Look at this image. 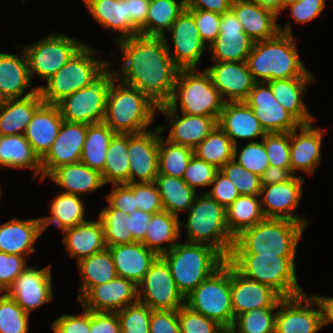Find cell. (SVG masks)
I'll list each match as a JSON object with an SVG mask.
<instances>
[{
	"label": "cell",
	"mask_w": 333,
	"mask_h": 333,
	"mask_svg": "<svg viewBox=\"0 0 333 333\" xmlns=\"http://www.w3.org/2000/svg\"><path fill=\"white\" fill-rule=\"evenodd\" d=\"M263 7L269 8L278 14V0H251Z\"/></svg>",
	"instance_id": "72"
},
{
	"label": "cell",
	"mask_w": 333,
	"mask_h": 333,
	"mask_svg": "<svg viewBox=\"0 0 333 333\" xmlns=\"http://www.w3.org/2000/svg\"><path fill=\"white\" fill-rule=\"evenodd\" d=\"M231 10L254 42L272 39L279 33L293 34L290 20L282 28L277 23L279 14L251 0H233Z\"/></svg>",
	"instance_id": "23"
},
{
	"label": "cell",
	"mask_w": 333,
	"mask_h": 333,
	"mask_svg": "<svg viewBox=\"0 0 333 333\" xmlns=\"http://www.w3.org/2000/svg\"><path fill=\"white\" fill-rule=\"evenodd\" d=\"M184 9V0L179 2L177 0H150L146 23L140 29V34L164 36V32L170 29Z\"/></svg>",
	"instance_id": "46"
},
{
	"label": "cell",
	"mask_w": 333,
	"mask_h": 333,
	"mask_svg": "<svg viewBox=\"0 0 333 333\" xmlns=\"http://www.w3.org/2000/svg\"><path fill=\"white\" fill-rule=\"evenodd\" d=\"M210 187V190H205L203 193H206L225 208L230 206L240 196L234 183L220 170L217 171Z\"/></svg>",
	"instance_id": "61"
},
{
	"label": "cell",
	"mask_w": 333,
	"mask_h": 333,
	"mask_svg": "<svg viewBox=\"0 0 333 333\" xmlns=\"http://www.w3.org/2000/svg\"><path fill=\"white\" fill-rule=\"evenodd\" d=\"M90 333H121L117 313L90 311Z\"/></svg>",
	"instance_id": "66"
},
{
	"label": "cell",
	"mask_w": 333,
	"mask_h": 333,
	"mask_svg": "<svg viewBox=\"0 0 333 333\" xmlns=\"http://www.w3.org/2000/svg\"><path fill=\"white\" fill-rule=\"evenodd\" d=\"M164 210L179 217V213L189 210L197 196L183 178L158 174L154 181Z\"/></svg>",
	"instance_id": "42"
},
{
	"label": "cell",
	"mask_w": 333,
	"mask_h": 333,
	"mask_svg": "<svg viewBox=\"0 0 333 333\" xmlns=\"http://www.w3.org/2000/svg\"><path fill=\"white\" fill-rule=\"evenodd\" d=\"M128 134L116 133L106 153L101 173L105 185L129 184Z\"/></svg>",
	"instance_id": "45"
},
{
	"label": "cell",
	"mask_w": 333,
	"mask_h": 333,
	"mask_svg": "<svg viewBox=\"0 0 333 333\" xmlns=\"http://www.w3.org/2000/svg\"><path fill=\"white\" fill-rule=\"evenodd\" d=\"M62 122L58 105L43 103L35 111L24 136L40 159L50 150Z\"/></svg>",
	"instance_id": "32"
},
{
	"label": "cell",
	"mask_w": 333,
	"mask_h": 333,
	"mask_svg": "<svg viewBox=\"0 0 333 333\" xmlns=\"http://www.w3.org/2000/svg\"><path fill=\"white\" fill-rule=\"evenodd\" d=\"M42 233L41 217L26 220L12 218L0 224V252L29 257L35 253L33 246Z\"/></svg>",
	"instance_id": "31"
},
{
	"label": "cell",
	"mask_w": 333,
	"mask_h": 333,
	"mask_svg": "<svg viewBox=\"0 0 333 333\" xmlns=\"http://www.w3.org/2000/svg\"><path fill=\"white\" fill-rule=\"evenodd\" d=\"M218 126L235 145H238L237 139L253 142L252 139L259 136L262 139L267 134L245 101L225 102Z\"/></svg>",
	"instance_id": "29"
},
{
	"label": "cell",
	"mask_w": 333,
	"mask_h": 333,
	"mask_svg": "<svg viewBox=\"0 0 333 333\" xmlns=\"http://www.w3.org/2000/svg\"><path fill=\"white\" fill-rule=\"evenodd\" d=\"M97 217L100 218L104 227L106 246L125 245L134 243L130 231L129 214L124 213L110 204L102 209Z\"/></svg>",
	"instance_id": "48"
},
{
	"label": "cell",
	"mask_w": 333,
	"mask_h": 333,
	"mask_svg": "<svg viewBox=\"0 0 333 333\" xmlns=\"http://www.w3.org/2000/svg\"><path fill=\"white\" fill-rule=\"evenodd\" d=\"M162 135L158 126L155 131L150 129L128 134L129 184L155 181L159 174V142Z\"/></svg>",
	"instance_id": "17"
},
{
	"label": "cell",
	"mask_w": 333,
	"mask_h": 333,
	"mask_svg": "<svg viewBox=\"0 0 333 333\" xmlns=\"http://www.w3.org/2000/svg\"><path fill=\"white\" fill-rule=\"evenodd\" d=\"M187 212V221L180 223L187 231L185 241L211 246L227 260L235 238L228 230L226 208L201 193Z\"/></svg>",
	"instance_id": "6"
},
{
	"label": "cell",
	"mask_w": 333,
	"mask_h": 333,
	"mask_svg": "<svg viewBox=\"0 0 333 333\" xmlns=\"http://www.w3.org/2000/svg\"><path fill=\"white\" fill-rule=\"evenodd\" d=\"M174 50H171L168 37L164 35L168 52L179 69H197L201 57L208 47L202 41L193 14L184 9L168 30Z\"/></svg>",
	"instance_id": "15"
},
{
	"label": "cell",
	"mask_w": 333,
	"mask_h": 333,
	"mask_svg": "<svg viewBox=\"0 0 333 333\" xmlns=\"http://www.w3.org/2000/svg\"><path fill=\"white\" fill-rule=\"evenodd\" d=\"M21 54L0 52V101L26 98L38 91L37 87H31L32 79L23 48ZM27 89L30 90L26 93Z\"/></svg>",
	"instance_id": "28"
},
{
	"label": "cell",
	"mask_w": 333,
	"mask_h": 333,
	"mask_svg": "<svg viewBox=\"0 0 333 333\" xmlns=\"http://www.w3.org/2000/svg\"><path fill=\"white\" fill-rule=\"evenodd\" d=\"M253 44L234 12L229 10L221 14L220 32L208 50L212 61L244 62Z\"/></svg>",
	"instance_id": "22"
},
{
	"label": "cell",
	"mask_w": 333,
	"mask_h": 333,
	"mask_svg": "<svg viewBox=\"0 0 333 333\" xmlns=\"http://www.w3.org/2000/svg\"><path fill=\"white\" fill-rule=\"evenodd\" d=\"M293 174L287 168L269 166L261 176V185H271L290 179Z\"/></svg>",
	"instance_id": "70"
},
{
	"label": "cell",
	"mask_w": 333,
	"mask_h": 333,
	"mask_svg": "<svg viewBox=\"0 0 333 333\" xmlns=\"http://www.w3.org/2000/svg\"><path fill=\"white\" fill-rule=\"evenodd\" d=\"M295 257L261 254H230L227 262L245 278L274 289L282 298L305 292L298 284Z\"/></svg>",
	"instance_id": "5"
},
{
	"label": "cell",
	"mask_w": 333,
	"mask_h": 333,
	"mask_svg": "<svg viewBox=\"0 0 333 333\" xmlns=\"http://www.w3.org/2000/svg\"><path fill=\"white\" fill-rule=\"evenodd\" d=\"M86 133L87 124L63 120L54 143L41 159L42 182L56 168L80 162Z\"/></svg>",
	"instance_id": "19"
},
{
	"label": "cell",
	"mask_w": 333,
	"mask_h": 333,
	"mask_svg": "<svg viewBox=\"0 0 333 333\" xmlns=\"http://www.w3.org/2000/svg\"><path fill=\"white\" fill-rule=\"evenodd\" d=\"M86 43L62 33H51L37 42L21 45L25 51L31 79L49 80Z\"/></svg>",
	"instance_id": "12"
},
{
	"label": "cell",
	"mask_w": 333,
	"mask_h": 333,
	"mask_svg": "<svg viewBox=\"0 0 333 333\" xmlns=\"http://www.w3.org/2000/svg\"><path fill=\"white\" fill-rule=\"evenodd\" d=\"M107 248L112 255L117 276L132 281L136 286L142 282L151 264L158 257L154 251L139 242Z\"/></svg>",
	"instance_id": "30"
},
{
	"label": "cell",
	"mask_w": 333,
	"mask_h": 333,
	"mask_svg": "<svg viewBox=\"0 0 333 333\" xmlns=\"http://www.w3.org/2000/svg\"><path fill=\"white\" fill-rule=\"evenodd\" d=\"M123 61L115 78L146 94L158 106L166 104L174 90L179 68L172 61L163 36L137 34L116 42Z\"/></svg>",
	"instance_id": "1"
},
{
	"label": "cell",
	"mask_w": 333,
	"mask_h": 333,
	"mask_svg": "<svg viewBox=\"0 0 333 333\" xmlns=\"http://www.w3.org/2000/svg\"><path fill=\"white\" fill-rule=\"evenodd\" d=\"M235 144L217 125L194 149V155L220 169L233 160Z\"/></svg>",
	"instance_id": "47"
},
{
	"label": "cell",
	"mask_w": 333,
	"mask_h": 333,
	"mask_svg": "<svg viewBox=\"0 0 333 333\" xmlns=\"http://www.w3.org/2000/svg\"><path fill=\"white\" fill-rule=\"evenodd\" d=\"M162 257L168 263L175 284L184 297L227 261L211 246L186 241L178 242Z\"/></svg>",
	"instance_id": "7"
},
{
	"label": "cell",
	"mask_w": 333,
	"mask_h": 333,
	"mask_svg": "<svg viewBox=\"0 0 333 333\" xmlns=\"http://www.w3.org/2000/svg\"><path fill=\"white\" fill-rule=\"evenodd\" d=\"M114 69L110 65L91 83L57 105L64 121L95 124L103 121Z\"/></svg>",
	"instance_id": "11"
},
{
	"label": "cell",
	"mask_w": 333,
	"mask_h": 333,
	"mask_svg": "<svg viewBox=\"0 0 333 333\" xmlns=\"http://www.w3.org/2000/svg\"><path fill=\"white\" fill-rule=\"evenodd\" d=\"M150 333H181L178 310H152Z\"/></svg>",
	"instance_id": "65"
},
{
	"label": "cell",
	"mask_w": 333,
	"mask_h": 333,
	"mask_svg": "<svg viewBox=\"0 0 333 333\" xmlns=\"http://www.w3.org/2000/svg\"><path fill=\"white\" fill-rule=\"evenodd\" d=\"M112 187V190L106 196L108 204L126 214L138 210L135 194L127 184H114Z\"/></svg>",
	"instance_id": "64"
},
{
	"label": "cell",
	"mask_w": 333,
	"mask_h": 333,
	"mask_svg": "<svg viewBox=\"0 0 333 333\" xmlns=\"http://www.w3.org/2000/svg\"><path fill=\"white\" fill-rule=\"evenodd\" d=\"M278 307L251 309L237 316L232 333H275V317ZM238 327V329H237Z\"/></svg>",
	"instance_id": "50"
},
{
	"label": "cell",
	"mask_w": 333,
	"mask_h": 333,
	"mask_svg": "<svg viewBox=\"0 0 333 333\" xmlns=\"http://www.w3.org/2000/svg\"><path fill=\"white\" fill-rule=\"evenodd\" d=\"M245 103L252 109L266 133L291 132L300 125L276 100L267 82H256Z\"/></svg>",
	"instance_id": "20"
},
{
	"label": "cell",
	"mask_w": 333,
	"mask_h": 333,
	"mask_svg": "<svg viewBox=\"0 0 333 333\" xmlns=\"http://www.w3.org/2000/svg\"><path fill=\"white\" fill-rule=\"evenodd\" d=\"M150 0H126L129 19L140 30L146 23Z\"/></svg>",
	"instance_id": "69"
},
{
	"label": "cell",
	"mask_w": 333,
	"mask_h": 333,
	"mask_svg": "<svg viewBox=\"0 0 333 333\" xmlns=\"http://www.w3.org/2000/svg\"><path fill=\"white\" fill-rule=\"evenodd\" d=\"M205 68L225 102L245 101L256 81L244 62H217Z\"/></svg>",
	"instance_id": "24"
},
{
	"label": "cell",
	"mask_w": 333,
	"mask_h": 333,
	"mask_svg": "<svg viewBox=\"0 0 333 333\" xmlns=\"http://www.w3.org/2000/svg\"><path fill=\"white\" fill-rule=\"evenodd\" d=\"M43 103L39 91L26 98L0 101V135L24 134L35 111Z\"/></svg>",
	"instance_id": "36"
},
{
	"label": "cell",
	"mask_w": 333,
	"mask_h": 333,
	"mask_svg": "<svg viewBox=\"0 0 333 333\" xmlns=\"http://www.w3.org/2000/svg\"><path fill=\"white\" fill-rule=\"evenodd\" d=\"M219 169L203 159L193 155L185 170L183 180L196 191V187L203 189L211 185Z\"/></svg>",
	"instance_id": "57"
},
{
	"label": "cell",
	"mask_w": 333,
	"mask_h": 333,
	"mask_svg": "<svg viewBox=\"0 0 333 333\" xmlns=\"http://www.w3.org/2000/svg\"><path fill=\"white\" fill-rule=\"evenodd\" d=\"M188 10L193 14L202 41L209 47L220 32L221 14L198 9Z\"/></svg>",
	"instance_id": "60"
},
{
	"label": "cell",
	"mask_w": 333,
	"mask_h": 333,
	"mask_svg": "<svg viewBox=\"0 0 333 333\" xmlns=\"http://www.w3.org/2000/svg\"><path fill=\"white\" fill-rule=\"evenodd\" d=\"M51 264L42 269L27 266L14 280L6 294L30 315L53 300Z\"/></svg>",
	"instance_id": "18"
},
{
	"label": "cell",
	"mask_w": 333,
	"mask_h": 333,
	"mask_svg": "<svg viewBox=\"0 0 333 333\" xmlns=\"http://www.w3.org/2000/svg\"><path fill=\"white\" fill-rule=\"evenodd\" d=\"M325 1L326 0H298L286 6L282 11H286L289 7L295 23L306 24L320 16L326 8Z\"/></svg>",
	"instance_id": "63"
},
{
	"label": "cell",
	"mask_w": 333,
	"mask_h": 333,
	"mask_svg": "<svg viewBox=\"0 0 333 333\" xmlns=\"http://www.w3.org/2000/svg\"><path fill=\"white\" fill-rule=\"evenodd\" d=\"M304 180L300 175H293L281 183L261 185L259 196L264 217L289 219L307 227V219L294 213L302 199Z\"/></svg>",
	"instance_id": "16"
},
{
	"label": "cell",
	"mask_w": 333,
	"mask_h": 333,
	"mask_svg": "<svg viewBox=\"0 0 333 333\" xmlns=\"http://www.w3.org/2000/svg\"><path fill=\"white\" fill-rule=\"evenodd\" d=\"M115 134L103 122L87 124V133L80 162L102 173L105 166L106 153Z\"/></svg>",
	"instance_id": "44"
},
{
	"label": "cell",
	"mask_w": 333,
	"mask_h": 333,
	"mask_svg": "<svg viewBox=\"0 0 333 333\" xmlns=\"http://www.w3.org/2000/svg\"><path fill=\"white\" fill-rule=\"evenodd\" d=\"M185 305L230 330L234 323L231 305L230 264L226 261L185 297Z\"/></svg>",
	"instance_id": "10"
},
{
	"label": "cell",
	"mask_w": 333,
	"mask_h": 333,
	"mask_svg": "<svg viewBox=\"0 0 333 333\" xmlns=\"http://www.w3.org/2000/svg\"><path fill=\"white\" fill-rule=\"evenodd\" d=\"M160 137L159 142V174L183 178L188 163L194 155V149L173 144Z\"/></svg>",
	"instance_id": "49"
},
{
	"label": "cell",
	"mask_w": 333,
	"mask_h": 333,
	"mask_svg": "<svg viewBox=\"0 0 333 333\" xmlns=\"http://www.w3.org/2000/svg\"><path fill=\"white\" fill-rule=\"evenodd\" d=\"M319 301L322 314H323V326L333 323V298L323 297L322 295H314Z\"/></svg>",
	"instance_id": "71"
},
{
	"label": "cell",
	"mask_w": 333,
	"mask_h": 333,
	"mask_svg": "<svg viewBox=\"0 0 333 333\" xmlns=\"http://www.w3.org/2000/svg\"><path fill=\"white\" fill-rule=\"evenodd\" d=\"M65 250L76 262L107 248L104 227L98 217L62 231Z\"/></svg>",
	"instance_id": "34"
},
{
	"label": "cell",
	"mask_w": 333,
	"mask_h": 333,
	"mask_svg": "<svg viewBox=\"0 0 333 333\" xmlns=\"http://www.w3.org/2000/svg\"><path fill=\"white\" fill-rule=\"evenodd\" d=\"M235 185L240 195H259L261 190V177L248 171L234 159L219 169Z\"/></svg>",
	"instance_id": "54"
},
{
	"label": "cell",
	"mask_w": 333,
	"mask_h": 333,
	"mask_svg": "<svg viewBox=\"0 0 333 333\" xmlns=\"http://www.w3.org/2000/svg\"><path fill=\"white\" fill-rule=\"evenodd\" d=\"M233 159L259 177L270 166L262 140L260 142H248L240 151H238V145H235Z\"/></svg>",
	"instance_id": "53"
},
{
	"label": "cell",
	"mask_w": 333,
	"mask_h": 333,
	"mask_svg": "<svg viewBox=\"0 0 333 333\" xmlns=\"http://www.w3.org/2000/svg\"><path fill=\"white\" fill-rule=\"evenodd\" d=\"M196 70L179 69L173 94L165 105L170 110L180 107V113L219 120L225 101L205 69L201 72Z\"/></svg>",
	"instance_id": "9"
},
{
	"label": "cell",
	"mask_w": 333,
	"mask_h": 333,
	"mask_svg": "<svg viewBox=\"0 0 333 333\" xmlns=\"http://www.w3.org/2000/svg\"><path fill=\"white\" fill-rule=\"evenodd\" d=\"M151 311L148 306L137 301L116 312L121 333H150Z\"/></svg>",
	"instance_id": "52"
},
{
	"label": "cell",
	"mask_w": 333,
	"mask_h": 333,
	"mask_svg": "<svg viewBox=\"0 0 333 333\" xmlns=\"http://www.w3.org/2000/svg\"><path fill=\"white\" fill-rule=\"evenodd\" d=\"M27 257L0 252V292L6 293L16 277L27 267Z\"/></svg>",
	"instance_id": "59"
},
{
	"label": "cell",
	"mask_w": 333,
	"mask_h": 333,
	"mask_svg": "<svg viewBox=\"0 0 333 333\" xmlns=\"http://www.w3.org/2000/svg\"><path fill=\"white\" fill-rule=\"evenodd\" d=\"M48 178L64 188L63 193L82 196L105 185L102 174L82 162L56 168Z\"/></svg>",
	"instance_id": "37"
},
{
	"label": "cell",
	"mask_w": 333,
	"mask_h": 333,
	"mask_svg": "<svg viewBox=\"0 0 333 333\" xmlns=\"http://www.w3.org/2000/svg\"><path fill=\"white\" fill-rule=\"evenodd\" d=\"M262 141L271 166L287 168L291 172L290 132L267 133Z\"/></svg>",
	"instance_id": "55"
},
{
	"label": "cell",
	"mask_w": 333,
	"mask_h": 333,
	"mask_svg": "<svg viewBox=\"0 0 333 333\" xmlns=\"http://www.w3.org/2000/svg\"><path fill=\"white\" fill-rule=\"evenodd\" d=\"M97 54L98 50L85 44L46 81V85H37L44 103L57 105L65 97L87 86L112 64L102 59L101 55L100 58L94 57Z\"/></svg>",
	"instance_id": "8"
},
{
	"label": "cell",
	"mask_w": 333,
	"mask_h": 333,
	"mask_svg": "<svg viewBox=\"0 0 333 333\" xmlns=\"http://www.w3.org/2000/svg\"><path fill=\"white\" fill-rule=\"evenodd\" d=\"M111 82L103 123L113 132L137 134L149 129L158 112V105L138 89L118 82Z\"/></svg>",
	"instance_id": "4"
},
{
	"label": "cell",
	"mask_w": 333,
	"mask_h": 333,
	"mask_svg": "<svg viewBox=\"0 0 333 333\" xmlns=\"http://www.w3.org/2000/svg\"><path fill=\"white\" fill-rule=\"evenodd\" d=\"M137 301V286L132 281L117 276L107 283L92 287L79 303L92 312H118Z\"/></svg>",
	"instance_id": "25"
},
{
	"label": "cell",
	"mask_w": 333,
	"mask_h": 333,
	"mask_svg": "<svg viewBox=\"0 0 333 333\" xmlns=\"http://www.w3.org/2000/svg\"><path fill=\"white\" fill-rule=\"evenodd\" d=\"M298 0H278V14L282 13V10L289 4L295 3Z\"/></svg>",
	"instance_id": "73"
},
{
	"label": "cell",
	"mask_w": 333,
	"mask_h": 333,
	"mask_svg": "<svg viewBox=\"0 0 333 333\" xmlns=\"http://www.w3.org/2000/svg\"><path fill=\"white\" fill-rule=\"evenodd\" d=\"M129 217V232L133 235L134 242L142 243L145 238L148 223L150 222L152 214L143 212L142 210H135L129 214Z\"/></svg>",
	"instance_id": "67"
},
{
	"label": "cell",
	"mask_w": 333,
	"mask_h": 333,
	"mask_svg": "<svg viewBox=\"0 0 333 333\" xmlns=\"http://www.w3.org/2000/svg\"><path fill=\"white\" fill-rule=\"evenodd\" d=\"M314 78L315 77H297L267 82L276 100L300 124L315 122V116L309 112L306 104L302 100L307 86L315 82Z\"/></svg>",
	"instance_id": "35"
},
{
	"label": "cell",
	"mask_w": 333,
	"mask_h": 333,
	"mask_svg": "<svg viewBox=\"0 0 333 333\" xmlns=\"http://www.w3.org/2000/svg\"><path fill=\"white\" fill-rule=\"evenodd\" d=\"M293 34L254 42L246 64L256 82L297 77H314L303 64Z\"/></svg>",
	"instance_id": "2"
},
{
	"label": "cell",
	"mask_w": 333,
	"mask_h": 333,
	"mask_svg": "<svg viewBox=\"0 0 333 333\" xmlns=\"http://www.w3.org/2000/svg\"><path fill=\"white\" fill-rule=\"evenodd\" d=\"M0 166L12 169H29L33 177L40 176L42 182L41 159L34 152L24 134L0 135Z\"/></svg>",
	"instance_id": "38"
},
{
	"label": "cell",
	"mask_w": 333,
	"mask_h": 333,
	"mask_svg": "<svg viewBox=\"0 0 333 333\" xmlns=\"http://www.w3.org/2000/svg\"><path fill=\"white\" fill-rule=\"evenodd\" d=\"M80 315L63 314L51 325L54 333H90V310L82 307Z\"/></svg>",
	"instance_id": "62"
},
{
	"label": "cell",
	"mask_w": 333,
	"mask_h": 333,
	"mask_svg": "<svg viewBox=\"0 0 333 333\" xmlns=\"http://www.w3.org/2000/svg\"><path fill=\"white\" fill-rule=\"evenodd\" d=\"M29 317L6 293L0 295V333H28Z\"/></svg>",
	"instance_id": "51"
},
{
	"label": "cell",
	"mask_w": 333,
	"mask_h": 333,
	"mask_svg": "<svg viewBox=\"0 0 333 333\" xmlns=\"http://www.w3.org/2000/svg\"><path fill=\"white\" fill-rule=\"evenodd\" d=\"M180 223L178 216L166 210L152 214L142 244L158 256H162L178 243V239L182 238ZM164 243H167V246H162Z\"/></svg>",
	"instance_id": "39"
},
{
	"label": "cell",
	"mask_w": 333,
	"mask_h": 333,
	"mask_svg": "<svg viewBox=\"0 0 333 333\" xmlns=\"http://www.w3.org/2000/svg\"><path fill=\"white\" fill-rule=\"evenodd\" d=\"M310 296L304 293L279 302L275 333H318L324 327L321 305L314 295Z\"/></svg>",
	"instance_id": "14"
},
{
	"label": "cell",
	"mask_w": 333,
	"mask_h": 333,
	"mask_svg": "<svg viewBox=\"0 0 333 333\" xmlns=\"http://www.w3.org/2000/svg\"><path fill=\"white\" fill-rule=\"evenodd\" d=\"M81 276L79 301L92 287L101 285L117 277L112 255L108 248L85 257L77 262Z\"/></svg>",
	"instance_id": "41"
},
{
	"label": "cell",
	"mask_w": 333,
	"mask_h": 333,
	"mask_svg": "<svg viewBox=\"0 0 333 333\" xmlns=\"http://www.w3.org/2000/svg\"><path fill=\"white\" fill-rule=\"evenodd\" d=\"M299 133H298V131ZM319 126L314 127V122L300 124L290 132V161L291 173L304 172L312 175L321 162L322 139L325 131Z\"/></svg>",
	"instance_id": "26"
},
{
	"label": "cell",
	"mask_w": 333,
	"mask_h": 333,
	"mask_svg": "<svg viewBox=\"0 0 333 333\" xmlns=\"http://www.w3.org/2000/svg\"><path fill=\"white\" fill-rule=\"evenodd\" d=\"M135 194L138 210L154 214L164 210L161 196L154 182L127 184Z\"/></svg>",
	"instance_id": "58"
},
{
	"label": "cell",
	"mask_w": 333,
	"mask_h": 333,
	"mask_svg": "<svg viewBox=\"0 0 333 333\" xmlns=\"http://www.w3.org/2000/svg\"><path fill=\"white\" fill-rule=\"evenodd\" d=\"M181 333H225L227 330L214 320L190 309L185 304L178 310Z\"/></svg>",
	"instance_id": "56"
},
{
	"label": "cell",
	"mask_w": 333,
	"mask_h": 333,
	"mask_svg": "<svg viewBox=\"0 0 333 333\" xmlns=\"http://www.w3.org/2000/svg\"><path fill=\"white\" fill-rule=\"evenodd\" d=\"M233 0H184L186 9H198L223 14L231 10Z\"/></svg>",
	"instance_id": "68"
},
{
	"label": "cell",
	"mask_w": 333,
	"mask_h": 333,
	"mask_svg": "<svg viewBox=\"0 0 333 333\" xmlns=\"http://www.w3.org/2000/svg\"><path fill=\"white\" fill-rule=\"evenodd\" d=\"M162 113L168 124L157 125L163 133L167 128L170 129L167 141L173 144L187 146L195 149L218 125V120L214 117L197 116L189 114H179L178 110H170L165 104L158 106V112Z\"/></svg>",
	"instance_id": "21"
},
{
	"label": "cell",
	"mask_w": 333,
	"mask_h": 333,
	"mask_svg": "<svg viewBox=\"0 0 333 333\" xmlns=\"http://www.w3.org/2000/svg\"><path fill=\"white\" fill-rule=\"evenodd\" d=\"M231 305L234 320L251 309L278 307L283 299L274 289L249 280L230 265Z\"/></svg>",
	"instance_id": "27"
},
{
	"label": "cell",
	"mask_w": 333,
	"mask_h": 333,
	"mask_svg": "<svg viewBox=\"0 0 333 333\" xmlns=\"http://www.w3.org/2000/svg\"><path fill=\"white\" fill-rule=\"evenodd\" d=\"M50 215L41 217L43 232L50 224L61 231L85 221V205L78 195L60 192L51 199Z\"/></svg>",
	"instance_id": "40"
},
{
	"label": "cell",
	"mask_w": 333,
	"mask_h": 333,
	"mask_svg": "<svg viewBox=\"0 0 333 333\" xmlns=\"http://www.w3.org/2000/svg\"><path fill=\"white\" fill-rule=\"evenodd\" d=\"M137 288L138 301L152 310H179L185 304V297L178 290L162 256L151 264Z\"/></svg>",
	"instance_id": "13"
},
{
	"label": "cell",
	"mask_w": 333,
	"mask_h": 333,
	"mask_svg": "<svg viewBox=\"0 0 333 333\" xmlns=\"http://www.w3.org/2000/svg\"><path fill=\"white\" fill-rule=\"evenodd\" d=\"M306 226L289 219L265 218L235 238L230 254L296 257Z\"/></svg>",
	"instance_id": "3"
},
{
	"label": "cell",
	"mask_w": 333,
	"mask_h": 333,
	"mask_svg": "<svg viewBox=\"0 0 333 333\" xmlns=\"http://www.w3.org/2000/svg\"><path fill=\"white\" fill-rule=\"evenodd\" d=\"M226 215L228 230L234 238L265 219L259 195H240L226 208Z\"/></svg>",
	"instance_id": "43"
},
{
	"label": "cell",
	"mask_w": 333,
	"mask_h": 333,
	"mask_svg": "<svg viewBox=\"0 0 333 333\" xmlns=\"http://www.w3.org/2000/svg\"><path fill=\"white\" fill-rule=\"evenodd\" d=\"M91 16L103 28L118 35L115 42L140 34V30L129 19L126 0H83Z\"/></svg>",
	"instance_id": "33"
}]
</instances>
